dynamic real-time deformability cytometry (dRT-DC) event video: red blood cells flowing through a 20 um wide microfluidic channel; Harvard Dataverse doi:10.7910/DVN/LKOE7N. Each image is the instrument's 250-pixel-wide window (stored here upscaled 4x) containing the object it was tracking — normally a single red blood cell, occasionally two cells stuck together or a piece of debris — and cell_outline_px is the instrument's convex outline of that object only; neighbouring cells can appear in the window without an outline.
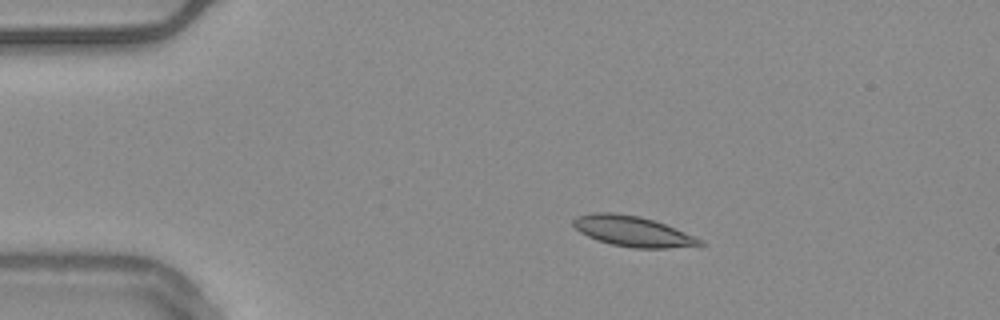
{"species": "common noctule bat (a hibernating species)", "species_latin": "Nyctalus noctula", "temperature_condition": "warm", "stored_images_in_passage": 45, "camera_frame_rate_fps": 3000, "um_per_image_px": 0.085, "animal": {"sex": "male", "body_mass_g": 20.4}, "frame": {"image": 1, "passage_image": 1, "time_ms": 0.0, "image_size_px": [1000, 320], "cell_outline_px": [[704, 244], [668, 248], [632, 248], [612, 244], [596, 240], [580, 232], [572, 224], [572, 220], [576, 216], [592, 212], [616, 212], [640, 216], [664, 224], [704, 240]], "centroid_in_image_um": [53.72, 19.65], "position_along_channel_um": 31.3, "area_um2": 22.37}}
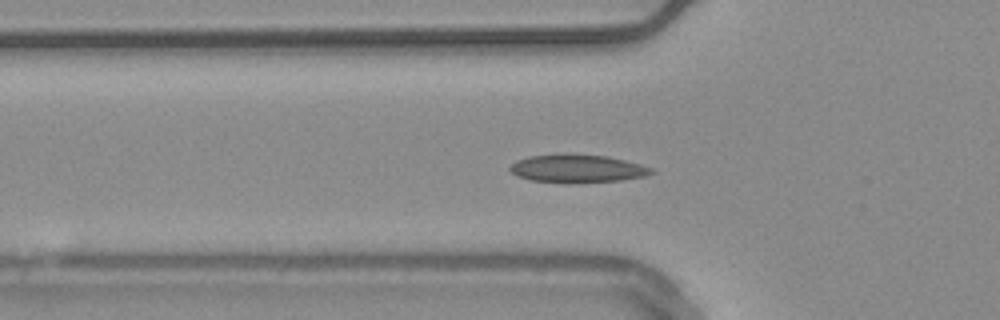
{"frame": {"image": 2, "passage_image": 9, "time_ms": 2.667, "image_size_px": [1000, 320], "cell_outline_px": [[656, 172], [644, 176], [620, 180], [532, 180], [516, 176], [508, 168], [516, 160], [528, 156], [564, 152], [608, 156], [640, 164], [652, 168]], "centroid_in_image_um": [49.05, 14.25], "position_along_channel_um": 76.8, "area_um2": 22.43}, "authors_computed_cell_mechanics": {"area_um2": 21.3282, "velocity_mm_per_s": 3.7356, "shape_relaxation_time_tau1_ms": 5.7623, "shape_relaxation_time_tau2_ms": 3.7486, "deformation_change_tau1": 0.1418, "deformation_change_tau2": 0.0502}}